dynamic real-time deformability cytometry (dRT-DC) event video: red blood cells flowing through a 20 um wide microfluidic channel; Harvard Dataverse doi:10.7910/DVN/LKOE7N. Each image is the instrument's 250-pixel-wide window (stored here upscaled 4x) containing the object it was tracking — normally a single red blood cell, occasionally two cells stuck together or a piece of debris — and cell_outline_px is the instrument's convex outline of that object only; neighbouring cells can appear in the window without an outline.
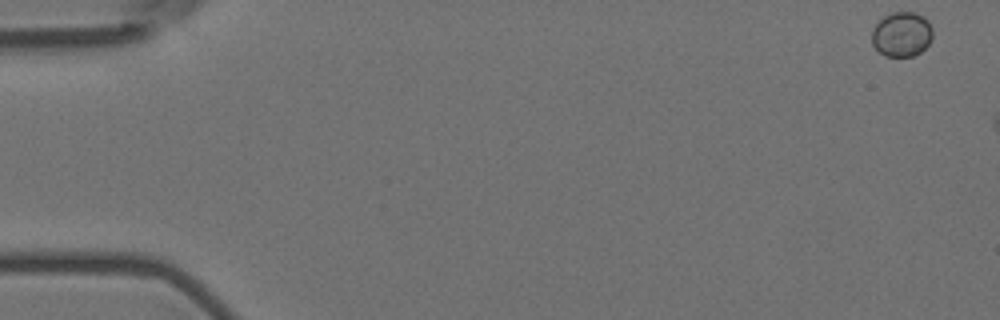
{"species": "Egyptian fruit bat (a non-hibernating species)", "species_latin": "Rousettus aegyptiacus", "temperature_condition": "room temperature", "stored_images_in_passage": 9, "camera_frame_rate_fps": 3000, "um_per_image_px": 0.085, "animal": {"sex": "female"}, "frame": {"image": 1, "passage_image": 1, "time_ms": 0.0, "image_size_px": [1000, 320], "cell_outline_px": [[932, 36], [928, 44], [920, 52], [912, 56], [884, 56], [872, 44], [872, 28], [884, 16], [892, 12], [916, 12], [928, 20], [932, 28]], "centroid_in_image_um": [76.64, 2.9], "position_along_channel_um": 8.4, "area_um2": 15.84}}